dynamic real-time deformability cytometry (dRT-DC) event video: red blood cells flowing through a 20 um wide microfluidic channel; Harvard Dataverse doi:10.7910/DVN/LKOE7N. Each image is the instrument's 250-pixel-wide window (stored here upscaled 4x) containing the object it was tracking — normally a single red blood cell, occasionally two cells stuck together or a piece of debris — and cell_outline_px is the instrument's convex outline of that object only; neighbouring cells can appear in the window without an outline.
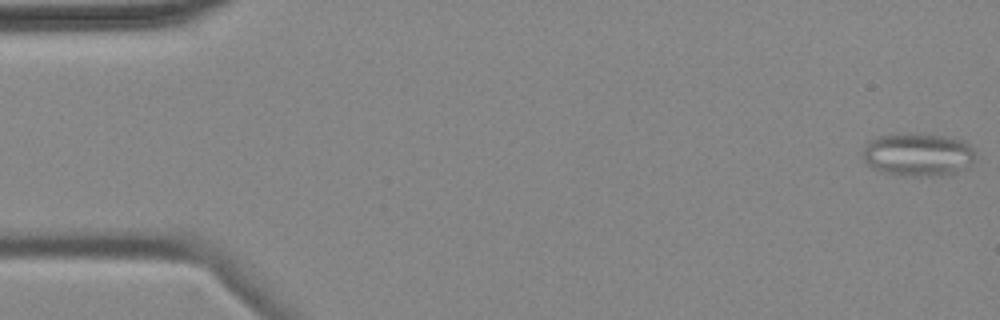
{"species": "common noctule bat (a hibernating species)", "species_latin": "Nyctalus noctula", "temperature_condition": "cold", "stored_images_in_passage": 5, "camera_frame_rate_fps": 3000, "um_per_image_px": 0.085, "animal": {"sex": "female", "body_mass_g": 18.4}, "frame": {"image": 1, "passage_image": 1, "time_ms": 0.0, "image_size_px": [1000, 320], "cell_outline_px": [[976, 156], [968, 168], [956, 172], [940, 176], [904, 176], [884, 172], [872, 168], [864, 160], [864, 148], [872, 140], [880, 136], [940, 136], [960, 140], [968, 144], [972, 148]], "centroid_in_image_um": [78.08, 13.21], "position_along_channel_um": 6.9, "area_um2": 27.34}}
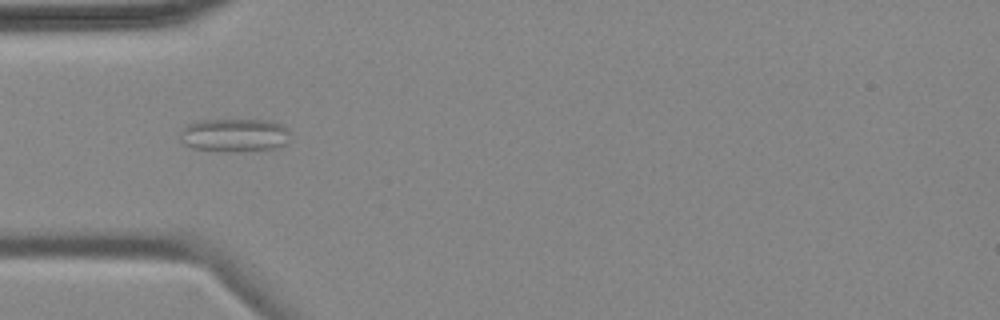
{"frame": {"image": 2, "passage_image": 5, "time_ms": 5.333, "image_size_px": [1000, 320], "cell_outline_px": [[288, 144], [276, 148], [236, 152], [224, 152], [192, 148], [184, 144], [180, 140], [180, 132], [188, 124], [200, 120], [272, 120], [288, 128]], "centroid_in_image_um": [19.94, 11.5], "position_along_channel_um": 65.1, "area_um2": 21.68}}